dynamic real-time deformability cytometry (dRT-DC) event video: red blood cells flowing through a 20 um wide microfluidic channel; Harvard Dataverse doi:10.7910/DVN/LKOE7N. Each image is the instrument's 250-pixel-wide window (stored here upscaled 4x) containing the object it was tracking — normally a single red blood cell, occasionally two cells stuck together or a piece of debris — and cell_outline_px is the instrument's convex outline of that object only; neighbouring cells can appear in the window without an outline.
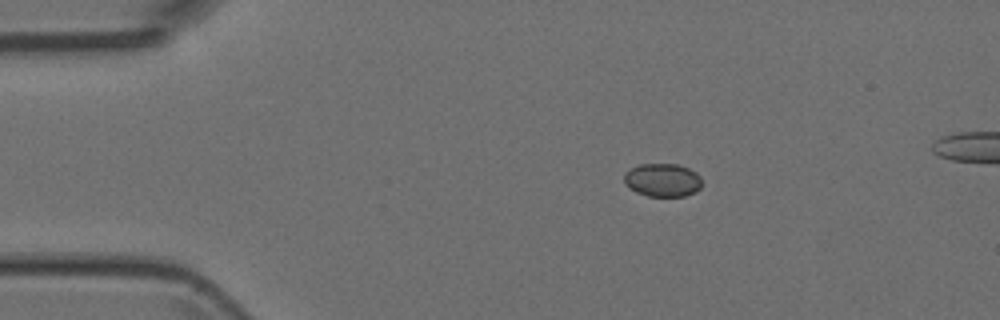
{"species": "Egyptian fruit bat (a non-hibernating species)", "species_latin": "Rousettus aegyptiacus", "temperature_condition": "room temperature", "stored_images_in_passage": 4, "segment_of_instrument_passage": [1, 2], "camera_frame_rate_fps": 3000, "um_per_image_px": 0.085, "animal": {"sex": "female"}, "frame": {"image": 1, "passage_image": 2, "time_ms": 1.0, "image_size_px": [1000, 320], "cell_outline_px": [[704, 184], [696, 192], [684, 196], [648, 196], [636, 192], [628, 188], [624, 184], [624, 172], [640, 164], [680, 164], [696, 172], [700, 176]], "centroid_in_image_um": [56.33, 15.31], "position_along_channel_um": 28.7, "area_um2": 15.37}}